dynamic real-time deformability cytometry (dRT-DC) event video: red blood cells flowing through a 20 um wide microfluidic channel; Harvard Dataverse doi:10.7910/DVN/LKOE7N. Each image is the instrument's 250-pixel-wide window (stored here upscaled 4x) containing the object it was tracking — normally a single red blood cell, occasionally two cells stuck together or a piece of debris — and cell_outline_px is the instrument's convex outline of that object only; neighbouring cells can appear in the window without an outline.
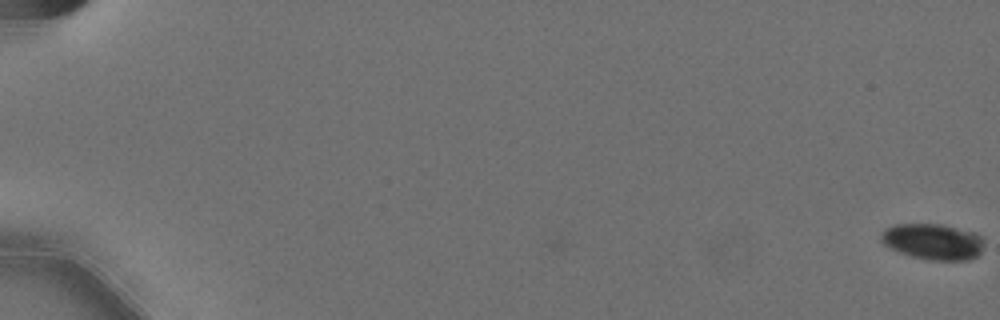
{"species": "Egyptian fruit bat (a non-hibernating species)", "species_latin": "Rousettus aegyptiacus", "temperature_condition": "cold", "stored_images_in_passage": 5, "camera_frame_rate_fps": 3000, "um_per_image_px": 0.085, "animal": {"sex": "female"}, "frame": {"image": 1, "passage_image": 5, "time_ms": 1.333, "image_size_px": [1000, 320], "cell_outline_px": [[984, 244], [980, 252], [976, 256], [968, 260], [928, 260], [912, 256], [900, 252], [884, 244], [880, 240], [880, 232], [884, 228], [896, 224], [944, 224], [976, 232], [984, 236]], "centroid_in_image_um": [79.33, 20.52], "position_along_channel_um": 5.7, "area_um2": 21.91}}